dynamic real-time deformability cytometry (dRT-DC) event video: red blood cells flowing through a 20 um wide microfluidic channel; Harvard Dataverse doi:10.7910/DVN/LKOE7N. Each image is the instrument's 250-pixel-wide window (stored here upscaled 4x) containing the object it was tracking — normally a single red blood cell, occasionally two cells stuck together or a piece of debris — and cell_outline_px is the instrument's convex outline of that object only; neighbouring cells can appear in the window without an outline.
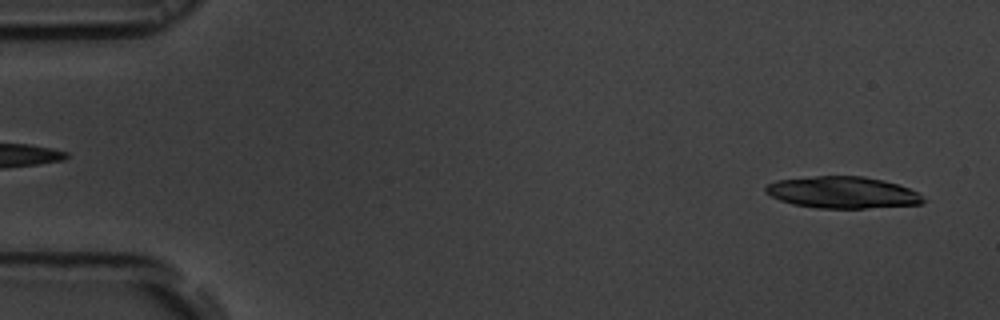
{"species": "common noctule bat (a hibernating species)", "species_latin": "Nyctalus noctula", "temperature_condition": "room temperature", "stored_images_in_passage": 9, "camera_frame_rate_fps": 3000, "um_per_image_px": 0.085, "animal": {"sex": "male", "body_mass_g": 19.5, "forearm_length_mm": 54.6}, "frame": {"image": 1, "passage_image": 2, "time_ms": 0.333, "image_size_px": [1000, 320], "cell_outline_px": [[924, 200], [920, 204], [864, 208], [816, 208], [792, 204], [780, 200], [764, 192], [764, 188], [768, 184], [776, 180], [816, 176], [864, 176], [884, 180], [920, 192]], "centroid_in_image_um": [71.6, 16.35], "position_along_channel_um": 13.4, "area_um2": 29.07}}